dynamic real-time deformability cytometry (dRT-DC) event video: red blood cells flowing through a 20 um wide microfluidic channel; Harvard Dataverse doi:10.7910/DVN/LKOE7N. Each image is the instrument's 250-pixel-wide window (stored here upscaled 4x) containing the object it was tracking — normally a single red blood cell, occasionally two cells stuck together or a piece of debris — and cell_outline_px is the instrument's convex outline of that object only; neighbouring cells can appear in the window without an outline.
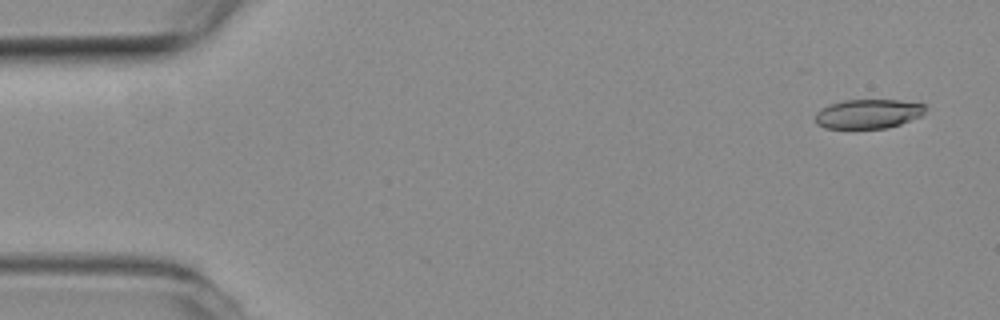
{"species": "common noctule bat (a hibernating species)", "species_latin": "Nyctalus noctula", "temperature_condition": "room temperature", "stored_images_in_passage": 22, "camera_frame_rate_fps": 3000, "um_per_image_px": 0.085, "animal": {"sex": "female", "body_mass_g": 19.3, "forearm_length_mm": 54.1}, "frame": {"image": 1, "passage_image": 2, "time_ms": 0.333, "image_size_px": [1000, 320], "cell_outline_px": [[924, 112], [920, 116], [900, 124], [888, 128], [824, 128], [816, 124], [816, 112], [828, 104], [844, 100], [900, 100], [924, 104]], "centroid_in_image_um": [73.76, 9.67], "position_along_channel_um": 11.2, "area_um2": 18.73}}
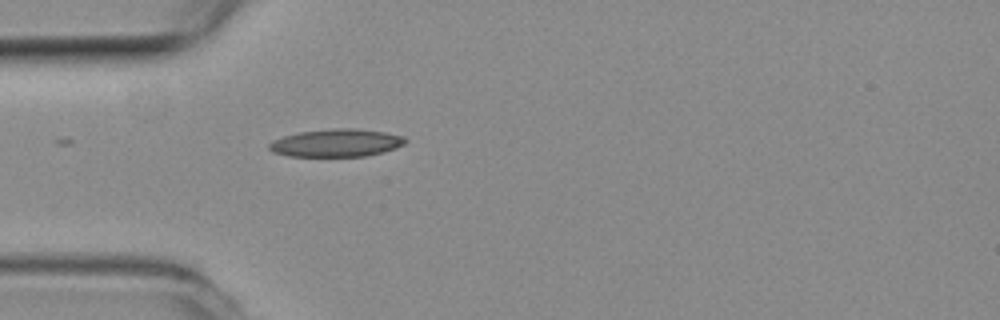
{"frame": {"image": 2, "passage_image": 15, "time_ms": 4.667, "image_size_px": [1000, 320], "cell_outline_px": [[408, 140], [404, 144], [396, 148], [384, 152], [364, 156], [288, 156], [272, 152], [268, 148], [268, 144], [272, 140], [284, 136], [300, 132], [332, 128], [356, 128], [384, 132], [404, 136]], "centroid_in_image_um": [28.59, 12.14], "position_along_channel_um": 56.4, "area_um2": 22.14}}
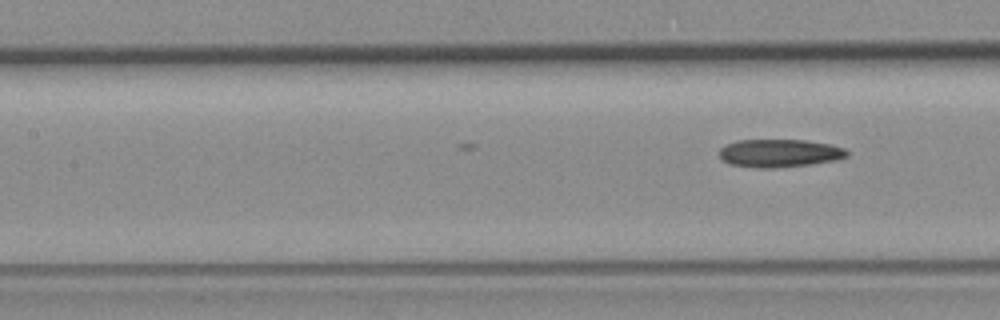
{"frame": {"image": 3, "passage_image": 22, "time_ms": 7.0, "image_size_px": [1000, 320], "cell_outline_px": [[848, 156], [836, 160], [812, 164], [776, 168], [756, 168], [728, 164], [720, 156], [720, 148], [736, 140], [804, 140], [828, 144], [844, 148], [848, 152]], "centroid_in_image_um": [66.25, 13.03], "position_along_channel_um": 141.1, "area_um2": 20.81}}